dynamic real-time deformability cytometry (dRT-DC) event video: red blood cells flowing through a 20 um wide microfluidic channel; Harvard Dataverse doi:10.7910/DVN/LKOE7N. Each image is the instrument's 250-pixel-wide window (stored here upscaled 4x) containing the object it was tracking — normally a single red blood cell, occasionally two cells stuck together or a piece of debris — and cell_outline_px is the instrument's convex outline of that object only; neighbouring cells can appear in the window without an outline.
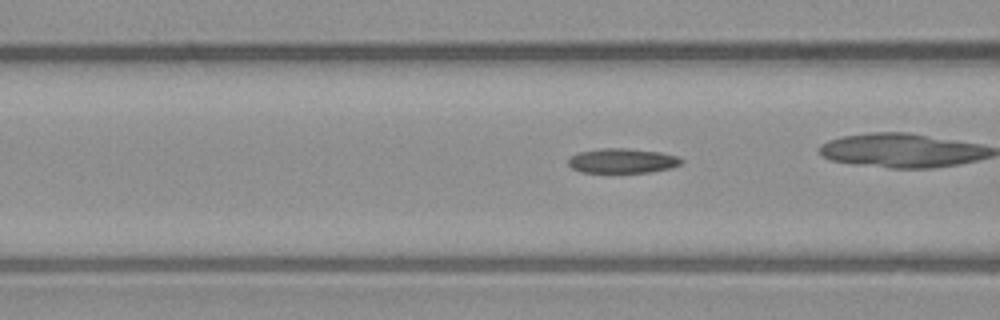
{"species": "common noctule bat (a hibernating species)", "species_latin": "Nyctalus noctula", "temperature_condition": "warm", "stored_images_in_passage": 42, "camera_frame_rate_fps": 3000, "um_per_image_px": 0.085, "animal": {"sex": "male", "body_mass_g": 23.1, "forearm_length_mm": 52.7}, "frame": {"image": 1, "passage_image": 7, "time_ms": 2.0, "image_size_px": [1000, 320], "cell_outline_px": [[684, 160], [680, 164], [672, 168], [652, 172], [580, 172], [572, 168], [568, 164], [568, 156], [580, 152], [600, 148], [628, 148], [660, 152], [676, 156]], "centroid_in_image_um": [52.89, 13.66], "position_along_channel_um": 113.7, "area_um2": 16.36}, "authors_computed_cell_mechanics": {"area_um2": 16.3574, "velocity_mm_per_s": 3.7395, "shape_relaxation_time_tau1_ms": null, "shape_relaxation_time_tau2_ms": 4.5041, "deformation_change_tau1": null, "deformation_change_tau2": 0.131}}